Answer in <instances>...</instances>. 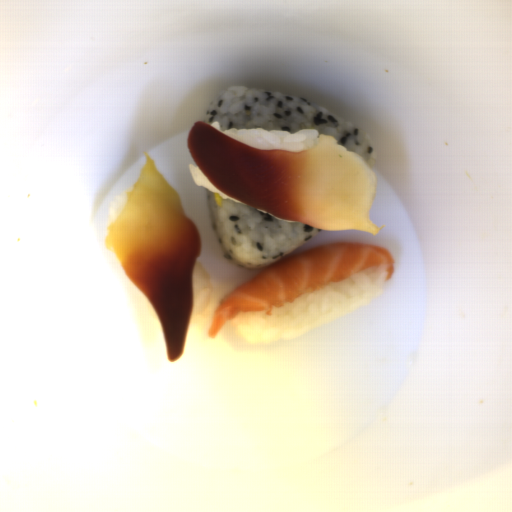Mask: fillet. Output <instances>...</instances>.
Masks as SVG:
<instances>
[{
  "mask_svg": "<svg viewBox=\"0 0 512 512\" xmlns=\"http://www.w3.org/2000/svg\"><path fill=\"white\" fill-rule=\"evenodd\" d=\"M186 142L199 169L228 197L321 230L379 233L369 218L377 175L330 134L299 152L259 149L196 121Z\"/></svg>",
  "mask_w": 512,
  "mask_h": 512,
  "instance_id": "1",
  "label": "fillet"
},
{
  "mask_svg": "<svg viewBox=\"0 0 512 512\" xmlns=\"http://www.w3.org/2000/svg\"><path fill=\"white\" fill-rule=\"evenodd\" d=\"M124 207L106 231L104 246L154 310L168 360L184 351L190 325L194 270L203 241L178 193L147 152Z\"/></svg>",
  "mask_w": 512,
  "mask_h": 512,
  "instance_id": "2",
  "label": "fillet"
},
{
  "mask_svg": "<svg viewBox=\"0 0 512 512\" xmlns=\"http://www.w3.org/2000/svg\"><path fill=\"white\" fill-rule=\"evenodd\" d=\"M386 266L391 279L395 263L389 249L361 242H337L313 247L270 266L240 283L219 304L208 335H215L233 317L245 312H264L294 303L300 297L348 279L361 270Z\"/></svg>",
  "mask_w": 512,
  "mask_h": 512,
  "instance_id": "3",
  "label": "fillet"
}]
</instances>
